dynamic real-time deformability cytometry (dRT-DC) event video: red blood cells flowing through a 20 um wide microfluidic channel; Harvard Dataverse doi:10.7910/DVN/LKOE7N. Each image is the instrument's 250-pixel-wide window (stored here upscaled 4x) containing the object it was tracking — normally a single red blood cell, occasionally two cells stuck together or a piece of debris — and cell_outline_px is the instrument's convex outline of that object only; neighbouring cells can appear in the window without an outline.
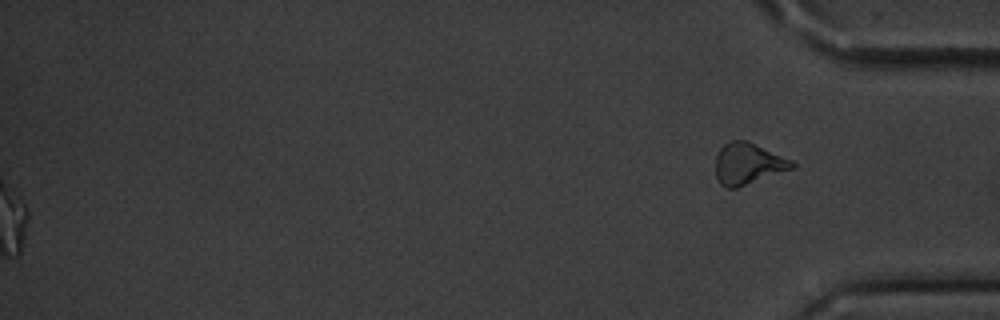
{"species": "common noctule bat (a hibernating species)", "species_latin": "Nyctalus noctula", "temperature_condition": "cold", "stored_images_in_passage": 57, "segment_of_instrument_passage": [2, 2], "camera_frame_rate_fps": 3000, "um_per_image_px": 0.085, "animal": {"sex": "male", "body_mass_g": 20.1, "forearm_length_mm": 53.5}, "frame": {"image": 1, "passage_image": 57, "time_ms": 18.667, "image_size_px": [1000, 320], "cell_outline_px": [[796, 168], [736, 188], [728, 188], [720, 184], [716, 176], [716, 152], [724, 144], [732, 140], [748, 140], [792, 160], [796, 164]], "centroid_in_image_um": [63.6, 13.91], "position_along_channel_um": 371.6, "area_um2": 18.67}}